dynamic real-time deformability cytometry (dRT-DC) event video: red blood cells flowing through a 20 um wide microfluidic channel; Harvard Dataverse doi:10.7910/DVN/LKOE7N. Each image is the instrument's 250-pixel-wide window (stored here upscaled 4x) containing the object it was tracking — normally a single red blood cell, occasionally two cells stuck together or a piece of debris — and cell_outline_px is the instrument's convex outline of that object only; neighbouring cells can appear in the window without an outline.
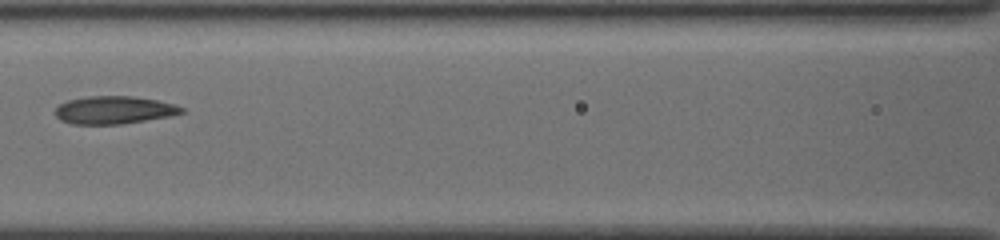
{"species": "common noctule bat (a hibernating species)", "species_latin": "Nyctalus noctula", "temperature_condition": "cold", "stored_images_in_passage": 11, "camera_frame_rate_fps": 3000, "um_per_image_px": 0.085, "animal": {"sex": "female", "body_mass_g": 19.5, "forearm_length_mm": 54.1}, "frame": {"image": 1, "passage_image": 7, "time_ms": 2.0, "image_size_px": [1000, 240], "cell_outline_px": [[184, 112], [168, 116], [120, 124], [72, 124], [60, 120], [56, 116], [56, 108], [60, 104], [68, 100], [88, 96], [132, 96], [156, 100], [172, 104], [184, 108]], "centroid_in_image_um": [9.65, 9.35], "position_along_channel_um": 156.9, "area_um2": 20.17}}
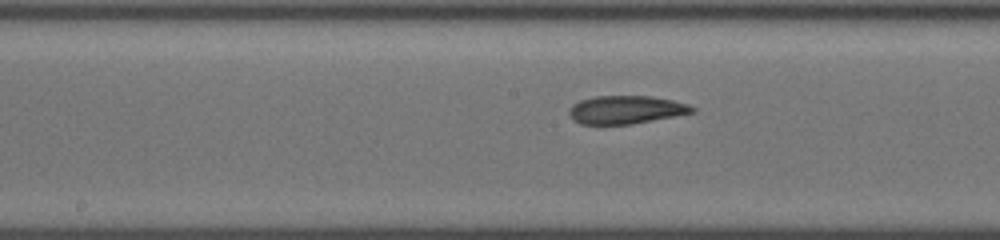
{"frame": {"image": 2, "passage_image": 10, "time_ms": 3.0, "image_size_px": [1000, 240], "cell_outline_px": [[696, 112], [632, 124], [580, 124], [572, 120], [568, 112], [568, 108], [572, 104], [580, 100], [596, 96], [652, 96], [672, 100], [688, 104], [696, 108]], "centroid_in_image_um": [53.19, 9.33], "position_along_channel_um": 195.0, "area_um2": 20.35}}